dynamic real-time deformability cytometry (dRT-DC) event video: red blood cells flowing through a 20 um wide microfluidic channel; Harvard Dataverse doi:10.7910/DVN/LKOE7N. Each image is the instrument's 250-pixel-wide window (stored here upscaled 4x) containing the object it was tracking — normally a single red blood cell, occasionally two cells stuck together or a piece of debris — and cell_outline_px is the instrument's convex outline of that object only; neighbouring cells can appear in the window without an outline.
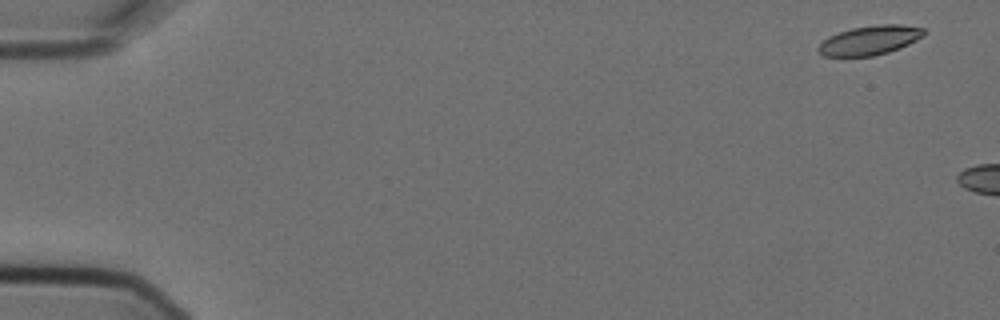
{"species": "Egyptian fruit bat (a non-hibernating species)", "species_latin": "Rousettus aegyptiacus", "temperature_condition": "cold", "stored_images_in_passage": 4, "camera_frame_rate_fps": 3000, "um_per_image_px": 0.085, "animal": {"sex": "female"}, "frame": {"image": 1, "passage_image": 1, "time_ms": 0.0, "image_size_px": [1000, 320], "cell_outline_px": [[928, 32], [924, 36], [900, 48], [888, 52], [872, 56], [824, 56], [816, 48], [828, 36], [852, 28], [876, 24], [900, 24], [924, 28]], "centroid_in_image_um": [73.97, 3.41], "position_along_channel_um": 11.0, "area_um2": 18.03}}